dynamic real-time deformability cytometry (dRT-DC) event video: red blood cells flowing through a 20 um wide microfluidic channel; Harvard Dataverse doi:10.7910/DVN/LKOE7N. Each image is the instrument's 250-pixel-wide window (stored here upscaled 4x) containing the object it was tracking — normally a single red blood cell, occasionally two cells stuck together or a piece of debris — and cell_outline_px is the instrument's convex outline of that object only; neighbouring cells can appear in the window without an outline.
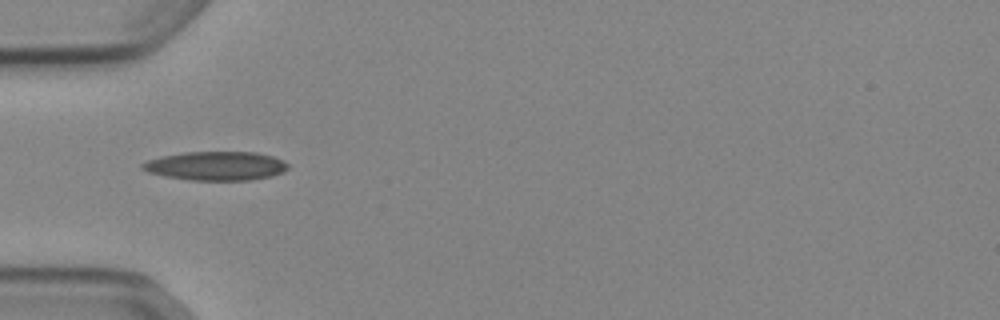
{"species": "Egyptian fruit bat (a non-hibernating species)", "species_latin": "Rousettus aegyptiacus", "temperature_condition": "cold", "stored_images_in_passage": 10, "camera_frame_rate_fps": 3000, "um_per_image_px": 0.085, "animal": {"sex": "female"}, "frame": {"image": 1, "passage_image": 4, "time_ms": 1.0, "image_size_px": [1000, 320], "cell_outline_px": [[288, 168], [284, 172], [272, 176], [248, 180], [192, 180], [168, 176], [148, 172], [140, 168], [140, 164], [148, 160], [160, 156], [184, 152], [256, 152], [272, 156], [284, 160], [288, 164]], "centroid_in_image_um": [18.37, 14.09], "position_along_channel_um": 66.6, "area_um2": 24.51}}